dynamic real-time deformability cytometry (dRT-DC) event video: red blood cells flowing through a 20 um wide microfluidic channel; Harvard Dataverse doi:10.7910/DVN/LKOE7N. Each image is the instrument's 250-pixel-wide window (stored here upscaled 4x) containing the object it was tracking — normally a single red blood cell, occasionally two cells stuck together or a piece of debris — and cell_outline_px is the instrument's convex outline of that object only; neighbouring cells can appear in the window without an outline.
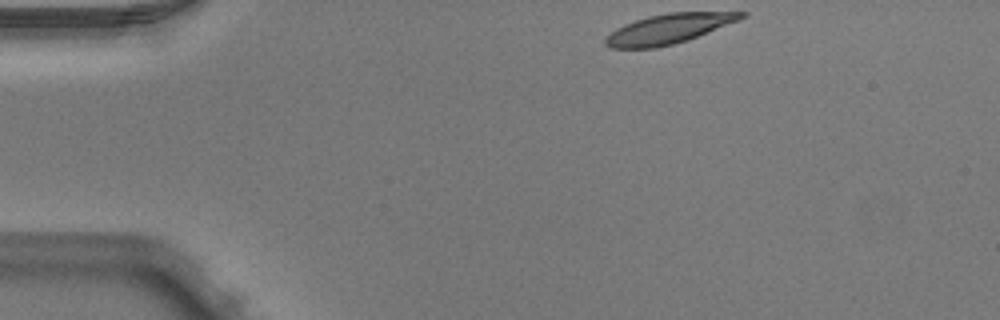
{"species": "Egyptian fruit bat (a non-hibernating species)", "species_latin": "Rousettus aegyptiacus", "temperature_condition": "warm", "stored_images_in_passage": 43, "camera_frame_rate_fps": 3000, "um_per_image_px": 0.085, "animal": {"sex": "male"}, "frame": {"image": 1, "passage_image": 1, "time_ms": 0.0, "image_size_px": [1000, 320], "cell_outline_px": [[748, 12], [744, 16], [736, 20], [688, 40], [656, 48], [612, 48], [604, 44], [604, 40], [616, 28], [624, 24], [648, 16], [668, 12]], "centroid_in_image_um": [56.76, 2.45], "position_along_channel_um": 28.2, "area_um2": 23.06}}
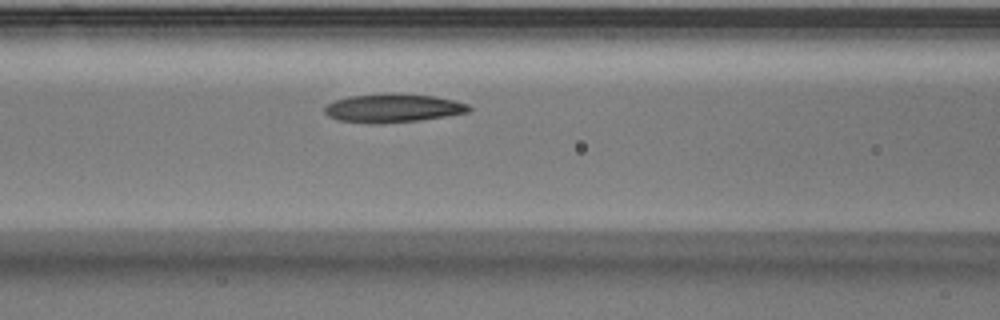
{"frame": {"image": 2, "passage_image": 14, "time_ms": 4.333, "image_size_px": [1000, 320], "cell_outline_px": [[472, 108], [468, 112], [448, 116], [420, 120], [380, 124], [368, 124], [340, 120], [328, 116], [324, 112], [324, 108], [328, 104], [336, 100], [348, 96], [388, 92], [436, 96], [456, 100], [468, 104]], "centroid_in_image_um": [33.42, 9.18], "position_along_channel_um": 133.2, "area_um2": 24.45}}
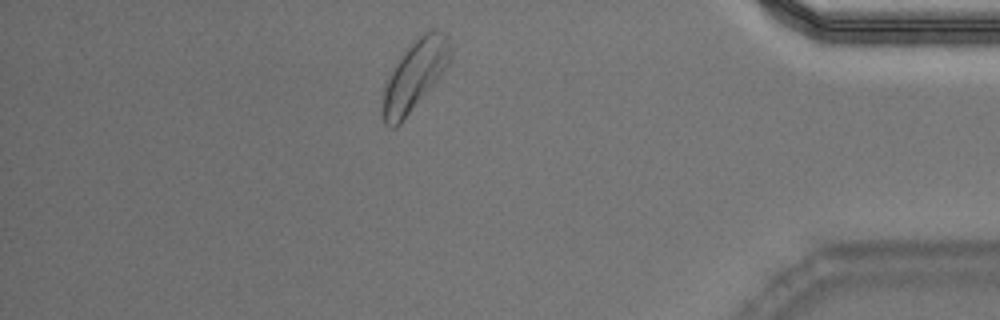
{"frame": {"image": 3, "passage_image": 37, "time_ms": 12.0, "image_size_px": [1000, 320], "cell_outline_px": [[452, 56], [444, 72], [400, 124], [396, 128], [388, 128], [384, 124], [380, 96], [388, 72], [396, 60], [408, 44], [416, 36], [432, 28], [436, 28], [444, 32], [448, 36]], "centroid_in_image_um": [35.2, 6.37], "position_along_channel_um": 400.0, "area_um2": 28.67}, "authors_computed_cell_mechanics": {"area_um2": 24.3338, "velocity_mm_per_s": 3.94, "shape_relaxation_time_tau1_ms": 3.1272, "shape_relaxation_time_tau2_ms": 3.6672, "deformation_change_tau1": 0.1173, "deformation_change_tau2": 0.098}}